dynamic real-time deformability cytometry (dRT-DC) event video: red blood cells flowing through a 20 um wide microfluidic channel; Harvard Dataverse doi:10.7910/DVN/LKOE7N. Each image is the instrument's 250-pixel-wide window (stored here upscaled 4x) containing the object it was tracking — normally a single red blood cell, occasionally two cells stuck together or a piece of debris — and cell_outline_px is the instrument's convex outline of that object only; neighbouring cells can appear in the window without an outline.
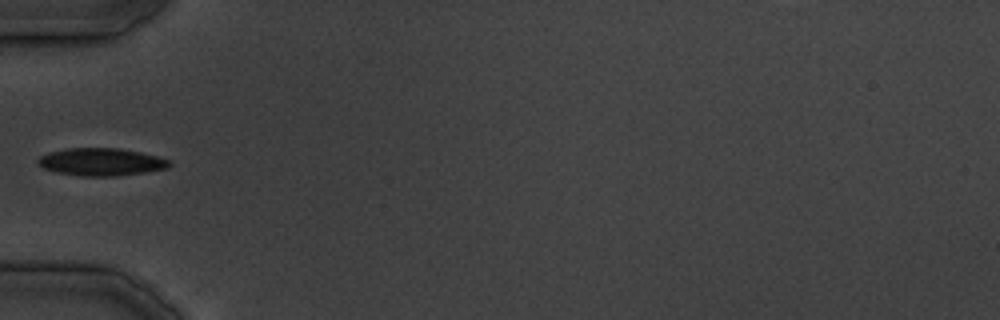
{"species": "common noctule bat (a hibernating species)", "species_latin": "Nyctalus noctula", "temperature_condition": "cold", "stored_images_in_passage": 2, "camera_frame_rate_fps": 3000, "um_per_image_px": 0.085, "animal": {"sex": "male", "body_mass_g": 19.5, "forearm_length_mm": 54.6}, "frame": {"image": 1, "passage_image": 1, "time_ms": 0.0, "image_size_px": [1000, 320], "cell_outline_px": [[172, 164], [168, 168], [144, 172], [116, 176], [80, 176], [56, 172], [44, 168], [36, 160], [40, 156], [48, 152], [64, 148], [120, 148], [140, 152], [172, 160]], "centroid_in_image_um": [8.61, 13.76], "position_along_channel_um": 76.4, "area_um2": 21.21}}